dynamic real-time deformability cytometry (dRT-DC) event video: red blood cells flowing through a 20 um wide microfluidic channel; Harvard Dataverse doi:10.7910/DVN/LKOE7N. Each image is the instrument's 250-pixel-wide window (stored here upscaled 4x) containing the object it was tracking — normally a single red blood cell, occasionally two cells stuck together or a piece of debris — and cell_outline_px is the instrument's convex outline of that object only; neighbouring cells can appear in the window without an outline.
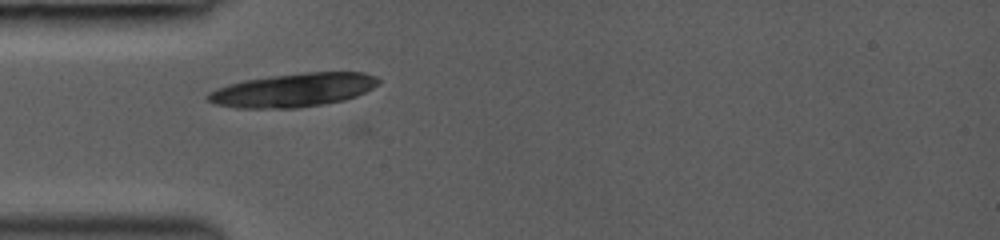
{"species": "common noctule bat (a hibernating species)", "species_latin": "Nyctalus noctula", "temperature_condition": "room temperature", "stored_images_in_passage": 19, "camera_frame_rate_fps": 3000, "um_per_image_px": 0.085, "animal": {"sex": "female", "body_mass_g": 19.0, "forearm_length_mm": 53.3}, "frame": {"image": 1, "passage_image": 5, "time_ms": 2.333, "image_size_px": [1000, 240], "cell_outline_px": [[380, 84], [356, 96], [344, 100], [324, 104], [296, 108], [236, 108], [216, 104], [208, 100], [204, 96], [208, 92], [216, 88], [228, 84], [244, 80], [268, 76], [304, 72], [364, 72], [376, 76], [380, 80]], "centroid_in_image_um": [24.92, 7.65], "position_along_channel_um": 60.1, "area_um2": 33.64}}